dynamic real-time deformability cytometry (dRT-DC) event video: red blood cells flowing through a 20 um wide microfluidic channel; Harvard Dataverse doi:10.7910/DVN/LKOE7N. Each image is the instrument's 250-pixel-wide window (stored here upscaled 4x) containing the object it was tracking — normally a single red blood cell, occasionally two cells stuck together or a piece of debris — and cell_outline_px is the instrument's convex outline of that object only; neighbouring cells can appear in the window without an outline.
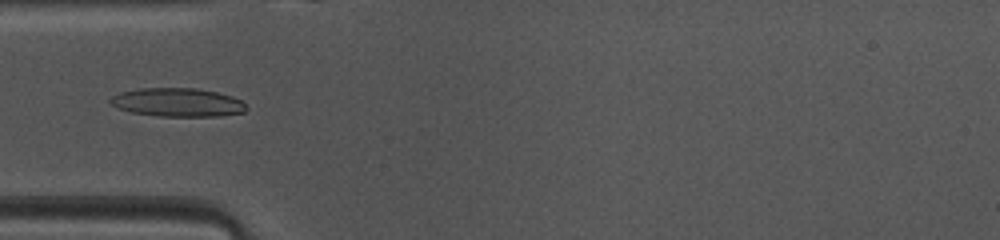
{"species": "common noctule bat (a hibernating species)", "species_latin": "Nyctalus noctula", "temperature_condition": "warm", "stored_images_in_passage": 47, "camera_frame_rate_fps": 3000, "um_per_image_px": 0.085, "animal": {"sex": "female", "body_mass_g": 10.0, "forearm_length_mm": 53.1}, "frame": {"image": 1, "passage_image": 13, "time_ms": 4.0, "image_size_px": [1000, 240], "cell_outline_px": [[248, 108], [244, 112], [220, 116], [160, 116], [132, 112], [116, 108], [108, 100], [112, 96], [120, 92], [140, 88], [196, 88], [216, 92], [232, 96], [240, 100]], "centroid_in_image_um": [15.08, 8.7], "position_along_channel_um": 69.9, "area_um2": 22.6}}
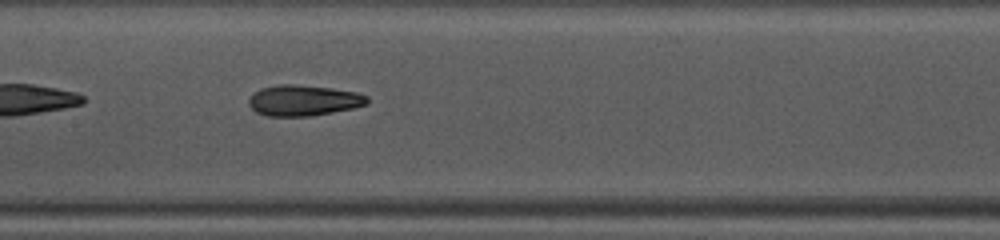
{"frame": {"image": 2, "passage_image": 21, "time_ms": 6.667, "image_size_px": [1000, 240], "cell_outline_px": [[368, 104], [352, 108], [332, 112], [308, 116], [268, 116], [256, 112], [248, 104], [248, 100], [260, 88], [280, 84], [296, 84], [332, 88], [356, 92], [368, 96]], "centroid_in_image_um": [25.8, 8.53], "position_along_channel_um": 181.6, "area_um2": 21.15}}
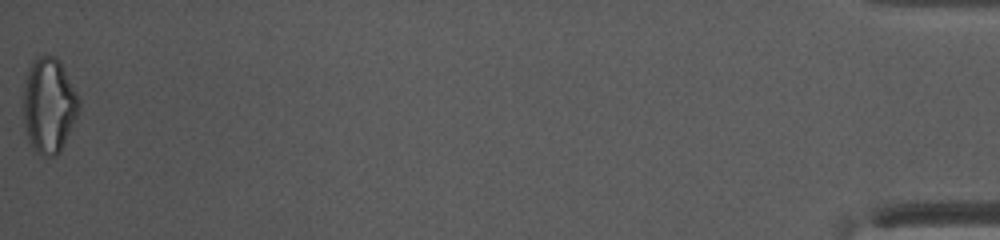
{"frame": {"image": 3, "passage_image": 47, "time_ms": 15.333, "image_size_px": [1000, 240], "cell_outline_px": [[80, 108], [76, 120], [60, 152], [56, 156], [44, 156], [36, 152], [32, 148], [28, 140], [24, 124], [24, 84], [28, 68], [32, 60], [36, 56], [56, 56], [60, 60], [80, 100]], "centroid_in_image_um": [4.16, 8.96], "position_along_channel_um": 431.0, "area_um2": 31.15}, "authors_computed_cell_mechanics": {"area_um2": 21.675, "velocity_mm_per_s": 4.117, "shape_relaxation_time_tau1_ms": 7.0356, "shape_relaxation_time_tau2_ms": 2.6752, "deformation_change_tau1": 0.2357, "deformation_change_tau2": 0.1061}}